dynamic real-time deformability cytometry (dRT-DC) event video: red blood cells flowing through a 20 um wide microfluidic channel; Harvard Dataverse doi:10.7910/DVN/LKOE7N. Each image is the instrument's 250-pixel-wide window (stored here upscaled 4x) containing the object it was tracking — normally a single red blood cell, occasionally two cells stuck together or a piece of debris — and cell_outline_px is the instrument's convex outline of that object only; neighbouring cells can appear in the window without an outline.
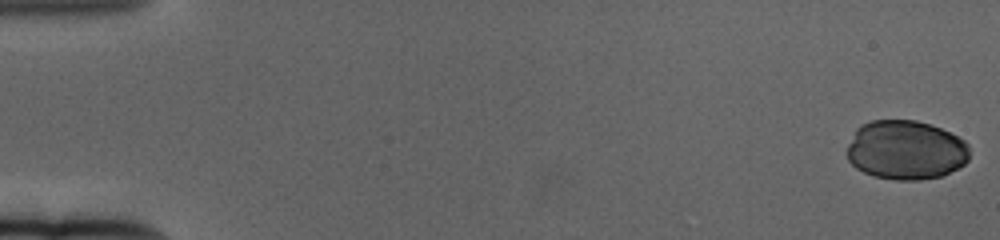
{"species": "human", "species_latin": "Homo sapiens", "temperature_condition": "cold", "stored_images_in_passage": 14, "camera_frame_rate_fps": 3000, "um_per_image_px": 0.085, "donor": {"sex": "female"}, "frame": {"image": 1, "passage_image": 1, "time_ms": 0.0, "image_size_px": [1000, 240], "cell_outline_px": [[968, 160], [964, 164], [940, 176], [920, 180], [896, 180], [872, 176], [856, 168], [848, 160], [848, 144], [856, 128], [860, 124], [872, 120], [916, 120], [940, 128], [964, 140], [968, 144]], "centroid_in_image_um": [76.96, 12.75], "position_along_channel_um": 8.0, "area_um2": 42.25}}